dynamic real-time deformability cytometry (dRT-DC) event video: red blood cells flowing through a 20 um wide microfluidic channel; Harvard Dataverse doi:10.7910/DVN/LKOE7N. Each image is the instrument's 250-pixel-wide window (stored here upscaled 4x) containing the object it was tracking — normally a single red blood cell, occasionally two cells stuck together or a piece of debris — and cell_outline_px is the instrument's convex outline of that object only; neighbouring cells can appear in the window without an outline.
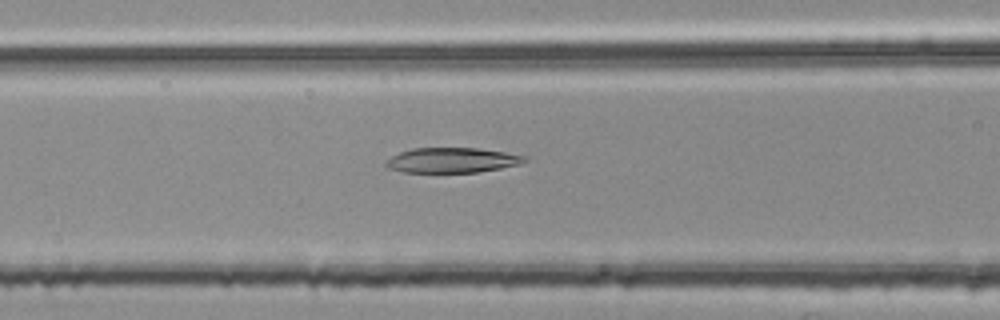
{"species": "common noctule bat (a hibernating species)", "species_latin": "Nyctalus noctula", "temperature_condition": "room temperature", "stored_images_in_passage": 54, "segment_of_instrument_passage": [2, 2], "camera_frame_rate_fps": 3000, "um_per_image_px": 0.085, "animal": {"sex": "female", "body_mass_g": 25.1}, "frame": {"image": 1, "passage_image": 22, "time_ms": 7.0, "image_size_px": [1000, 320], "cell_outline_px": [[528, 160], [520, 164], [480, 172], [404, 172], [388, 168], [384, 164], [392, 156], [400, 152], [412, 148], [480, 148], [528, 156]], "centroid_in_image_um": [38.46, 13.61], "position_along_channel_um": 128.1, "area_um2": 20.23}}
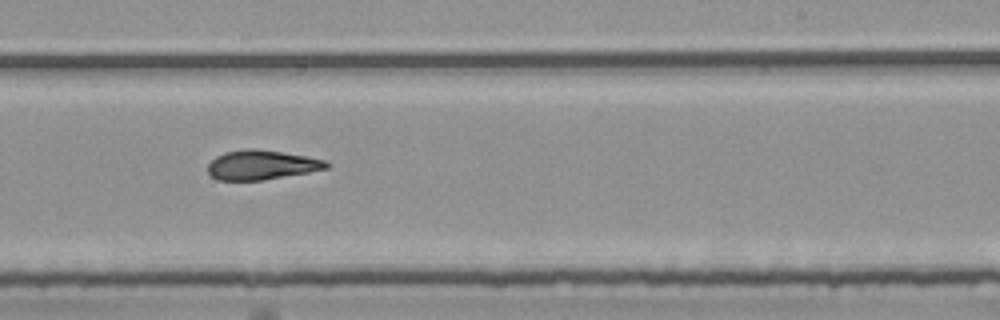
{"frame": {"image": 2, "passage_image": 33, "time_ms": 10.667, "image_size_px": [1000, 320], "cell_outline_px": [[328, 168], [308, 172], [264, 180], [216, 180], [208, 172], [208, 164], [216, 156], [224, 152], [244, 148], [252, 148], [308, 156], [324, 160], [328, 164]], "centroid_in_image_um": [22.2, 14.01], "position_along_channel_um": 266.8, "area_um2": 20.29}}
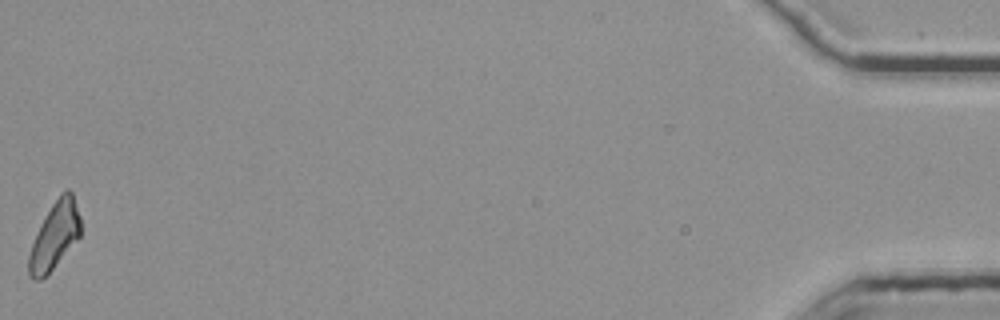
{"frame": {"image": 3, "passage_image": 54, "time_ms": 17.667, "image_size_px": [1000, 320], "cell_outline_px": [[80, 236], [52, 268], [40, 280], [36, 280], [28, 272], [28, 256], [32, 244], [40, 224], [44, 216], [60, 192], [68, 188], [72, 192], [80, 216]], "centroid_in_image_um": [4.64, 19.97], "position_along_channel_um": 430.6, "area_um2": 19.83}}